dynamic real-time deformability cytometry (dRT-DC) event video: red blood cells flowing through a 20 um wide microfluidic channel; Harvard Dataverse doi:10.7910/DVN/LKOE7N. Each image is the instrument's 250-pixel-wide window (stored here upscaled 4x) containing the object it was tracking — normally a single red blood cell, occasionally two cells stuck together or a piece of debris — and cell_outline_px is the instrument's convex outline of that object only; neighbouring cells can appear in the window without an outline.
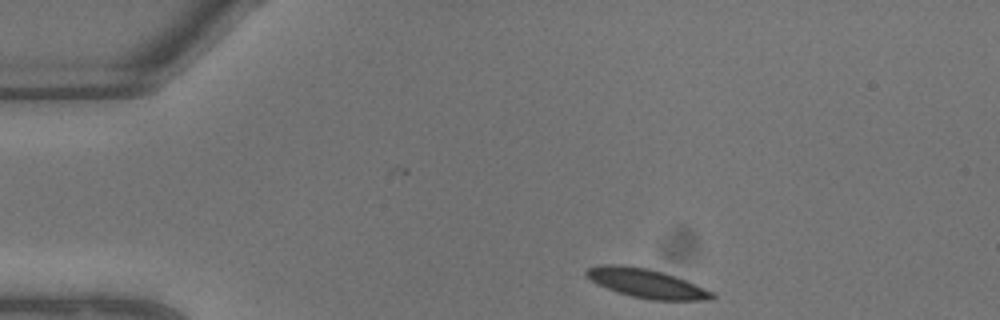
{"species": "common noctule bat (a hibernating species)", "species_latin": "Nyctalus noctula", "temperature_condition": "warm", "stored_images_in_passage": 5, "camera_frame_rate_fps": 3000, "um_per_image_px": 0.085, "animal": {"sex": "male", "body_mass_g": 13.3}, "frame": {"image": 1, "passage_image": 1, "time_ms": 0.0, "image_size_px": [1000, 320], "cell_outline_px": [[716, 296], [712, 300], [652, 300], [632, 296], [616, 292], [596, 284], [584, 276], [584, 272], [588, 268], [600, 264], [616, 264], [648, 268], [664, 272], [704, 288], [712, 292]], "centroid_in_image_um": [54.88, 24.08], "position_along_channel_um": 30.1, "area_um2": 21.33}}
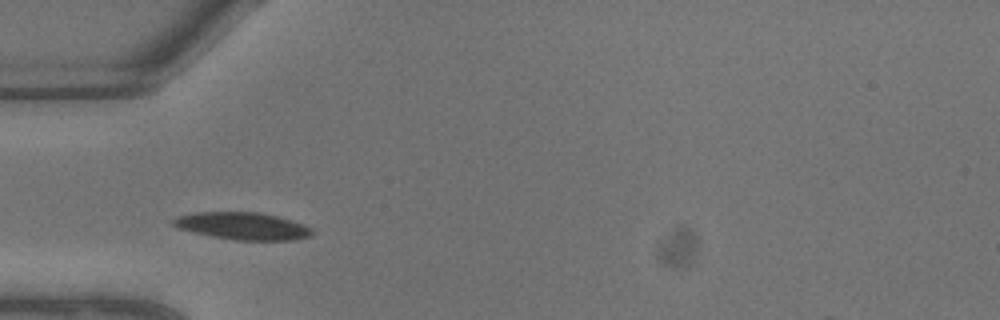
{"frame": {"image": 2, "passage_image": 4, "time_ms": 1.0, "image_size_px": [1000, 320], "cell_outline_px": [[312, 236], [296, 240], [236, 240], [212, 236], [176, 228], [172, 224], [172, 220], [176, 216], [196, 212], [260, 212], [280, 216], [304, 224], [312, 228]], "centroid_in_image_um": [20.65, 19.2], "position_along_channel_um": 64.4, "area_um2": 22.31}}